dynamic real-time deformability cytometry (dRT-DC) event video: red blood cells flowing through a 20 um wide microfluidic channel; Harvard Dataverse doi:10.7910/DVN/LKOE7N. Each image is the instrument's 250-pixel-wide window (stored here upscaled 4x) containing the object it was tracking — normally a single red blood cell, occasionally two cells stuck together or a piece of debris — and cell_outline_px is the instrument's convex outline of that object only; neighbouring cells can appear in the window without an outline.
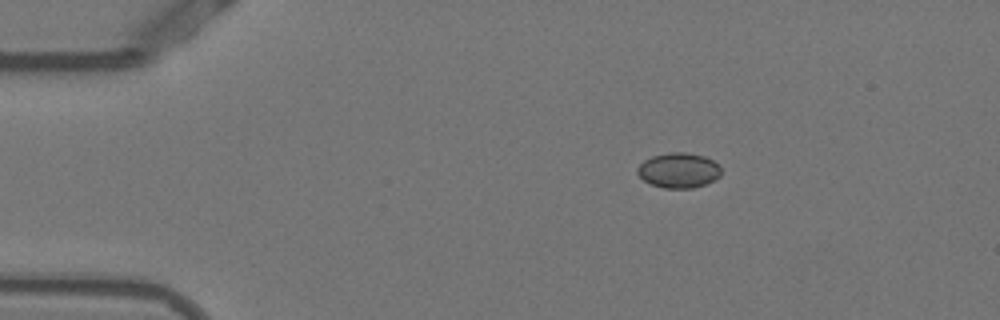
{"species": "Egyptian fruit bat (a non-hibernating species)", "species_latin": "Rousettus aegyptiacus", "temperature_condition": "warm", "stored_images_in_passage": 45, "camera_frame_rate_fps": 3000, "um_per_image_px": 0.085, "animal": {"sex": "female"}, "frame": {"image": 1, "passage_image": 1, "time_ms": 0.0, "image_size_px": [1000, 320], "cell_outline_px": [[720, 176], [716, 180], [692, 188], [664, 188], [652, 184], [644, 180], [636, 172], [636, 168], [644, 160], [652, 156], [668, 152], [684, 152], [704, 156], [720, 164]], "centroid_in_image_um": [57.69, 14.47], "position_along_channel_um": 27.3, "area_um2": 17.17}}
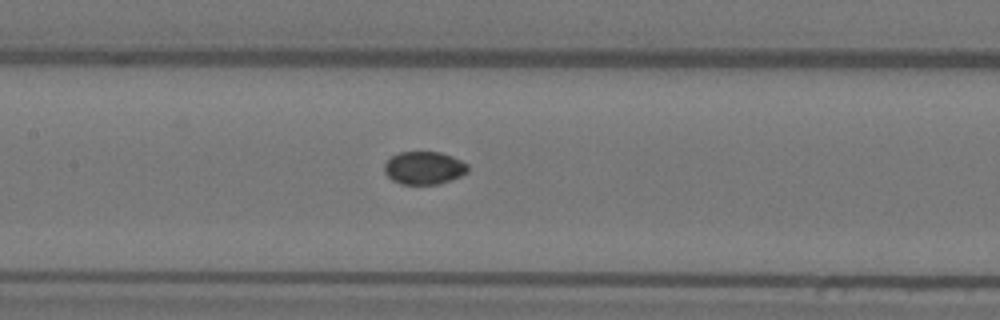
{"frame": {"image": 2, "passage_image": 17, "time_ms": 5.333, "image_size_px": [1000, 320], "cell_outline_px": [[468, 172], [452, 180], [440, 184], [400, 184], [392, 180], [384, 172], [384, 164], [392, 156], [400, 152], [440, 152], [452, 156], [468, 164]], "centroid_in_image_um": [36.05, 14.28], "position_along_channel_um": 171.3, "area_um2": 16.07}}
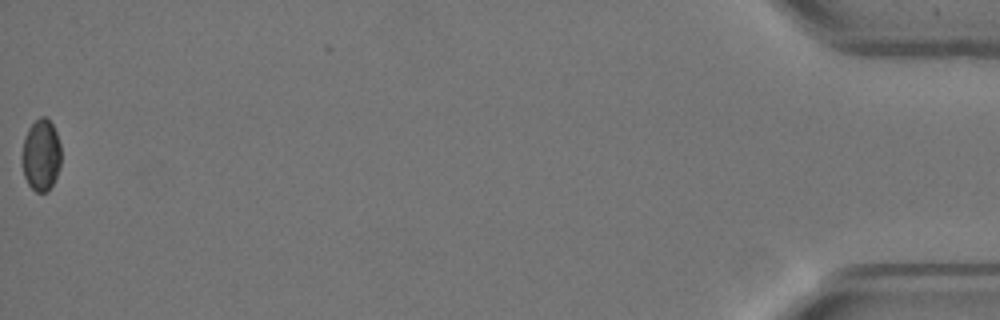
{"frame": {"image": 3, "passage_image": 45, "time_ms": 14.667, "image_size_px": [1000, 320], "cell_outline_px": [[60, 164], [56, 176], [48, 192], [36, 192], [28, 184], [24, 176], [20, 156], [24, 136], [28, 128], [40, 116], [44, 116], [52, 124], [56, 132], [60, 144]], "centroid_in_image_um": [3.46, 13.18], "position_along_channel_um": 431.7, "area_um2": 16.47}, "authors_computed_cell_mechanics": {"area_um2": 16.5886, "velocity_mm_per_s": 3.8433, "shape_relaxation_time_tau1_ms": null, "shape_relaxation_time_tau2_ms": 2.1555, "deformation_change_tau1": null, "deformation_change_tau2": 0.0216}}